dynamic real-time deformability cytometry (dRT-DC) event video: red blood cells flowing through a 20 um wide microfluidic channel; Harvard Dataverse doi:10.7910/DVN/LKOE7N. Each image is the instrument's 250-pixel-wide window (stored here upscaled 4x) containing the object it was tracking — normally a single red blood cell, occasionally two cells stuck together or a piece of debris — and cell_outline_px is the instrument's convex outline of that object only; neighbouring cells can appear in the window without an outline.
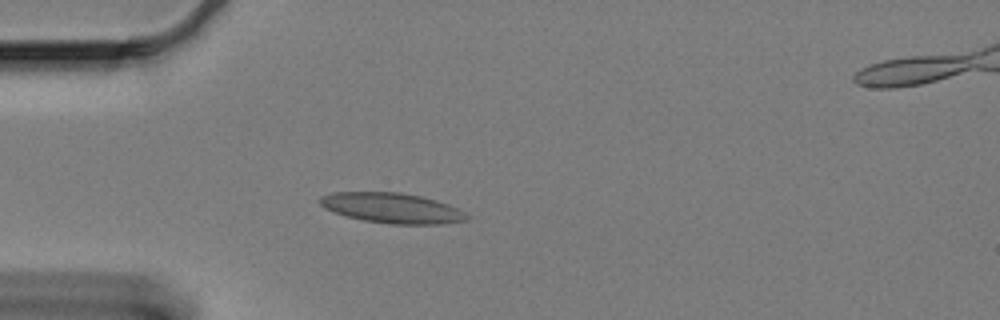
{"species": "Egyptian fruit bat (a non-hibernating species)", "species_latin": "Rousettus aegyptiacus", "temperature_condition": "cold", "stored_images_in_passage": 50, "camera_frame_rate_fps": 3000, "um_per_image_px": 0.085, "animal": {"sex": "female"}, "frame": {"image": 1, "passage_image": 10, "time_ms": 3.0, "image_size_px": [1000, 320], "cell_outline_px": [[468, 220], [444, 224], [388, 224], [364, 220], [348, 216], [324, 208], [320, 204], [320, 196], [332, 192], [400, 192], [420, 196], [436, 200], [448, 204], [464, 212], [468, 216]], "centroid_in_image_um": [33.33, 17.68], "position_along_channel_um": 51.7, "area_um2": 25.72}}
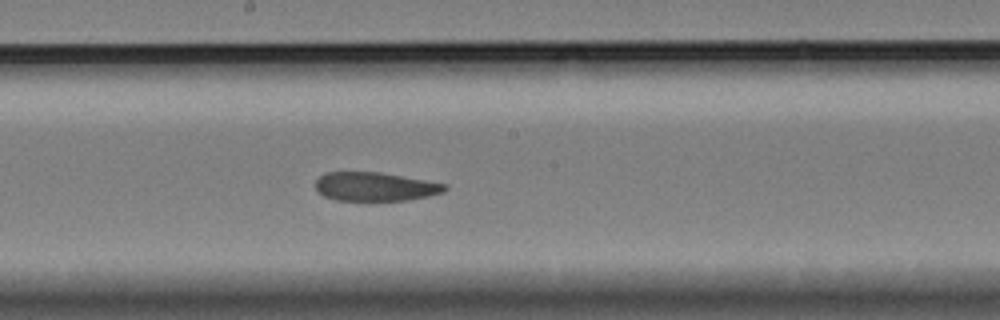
{"frame": {"image": 2, "passage_image": 26, "time_ms": 8.333, "image_size_px": [1000, 320], "cell_outline_px": [[448, 188], [444, 192], [428, 196], [408, 200], [336, 200], [324, 196], [316, 188], [316, 180], [324, 172], [380, 172], [448, 184]], "centroid_in_image_um": [31.91, 15.86], "position_along_channel_um": 216.3, "area_um2": 21.62}}
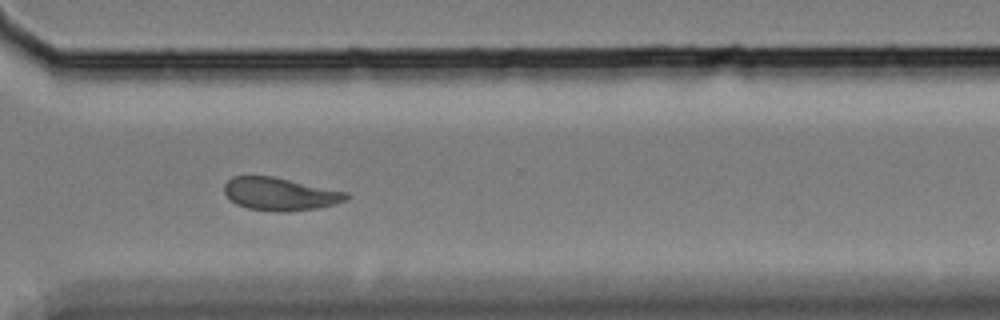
{"frame": {"image": 3, "passage_image": 38, "time_ms": 12.333, "image_size_px": [1000, 320], "cell_outline_px": [[348, 200], [336, 204], [316, 208], [288, 212], [280, 212], [248, 208], [236, 204], [224, 192], [224, 184], [232, 176], [272, 176], [348, 192]], "centroid_in_image_um": [23.82, 16.49], "position_along_channel_um": 346.8, "area_um2": 23.29}, "authors_computed_cell_mechanics": {"area_um2": 23.409, "velocity_mm_per_s": 3.2641, "shape_relaxation_time_tau1_ms": null, "shape_relaxation_time_tau2_ms": 4.4284, "deformation_change_tau1": null, "deformation_change_tau2": 0.0782}}